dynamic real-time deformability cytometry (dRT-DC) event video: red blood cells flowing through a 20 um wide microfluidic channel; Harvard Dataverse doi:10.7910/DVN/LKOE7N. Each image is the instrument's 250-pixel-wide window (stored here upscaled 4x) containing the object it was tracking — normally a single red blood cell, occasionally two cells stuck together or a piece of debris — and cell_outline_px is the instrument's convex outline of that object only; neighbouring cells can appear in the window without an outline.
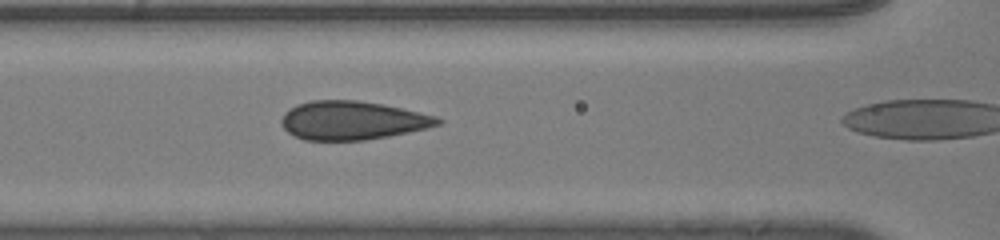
{"species": "human", "species_latin": "Homo sapiens", "temperature_condition": "room temperature", "stored_images_in_passage": 27, "camera_frame_rate_fps": 3000, "um_per_image_px": 0.085, "donor": {"sex": "male"}, "frame": {"image": 1, "passage_image": 26, "time_ms": 8.333, "image_size_px": [1000, 240], "cell_outline_px": [[444, 120], [440, 124], [408, 132], [388, 136], [364, 140], [304, 140], [288, 132], [284, 128], [280, 120], [284, 112], [296, 104], [312, 100], [356, 100], [384, 104], [436, 116]], "centroid_in_image_um": [29.92, 10.23], "position_along_channel_um": 136.7, "area_um2": 35.08}}